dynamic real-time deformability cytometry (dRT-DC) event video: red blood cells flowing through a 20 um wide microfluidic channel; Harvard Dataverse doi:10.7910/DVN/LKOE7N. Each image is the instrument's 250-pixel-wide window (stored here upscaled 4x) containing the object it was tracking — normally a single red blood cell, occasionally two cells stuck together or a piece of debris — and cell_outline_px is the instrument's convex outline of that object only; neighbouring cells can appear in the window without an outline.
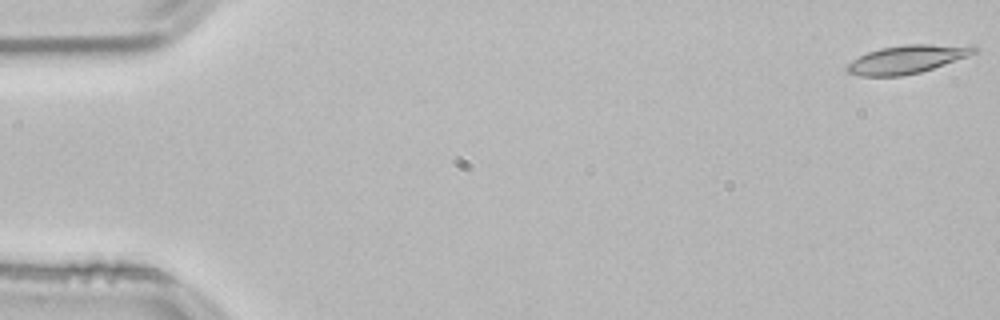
{"species": "common noctule bat (a hibernating species)", "species_latin": "Nyctalus noctula", "temperature_condition": "room temperature", "stored_images_in_passage": 53, "camera_frame_rate_fps": 3000, "um_per_image_px": 0.085, "animal": {"sex": "male", "body_mass_g": 21.5, "forearm_length_mm": 52.0}, "frame": {"image": 1, "passage_image": 1, "time_ms": 0.0, "image_size_px": [1000, 320], "cell_outline_px": [[980, 48], [976, 52], [968, 56], [920, 72], [900, 76], [860, 76], [848, 72], [844, 68], [852, 60], [868, 52], [880, 48], [904, 44], [976, 44]], "centroid_in_image_um": [77.17, 5.01], "position_along_channel_um": 7.8, "area_um2": 21.15}}
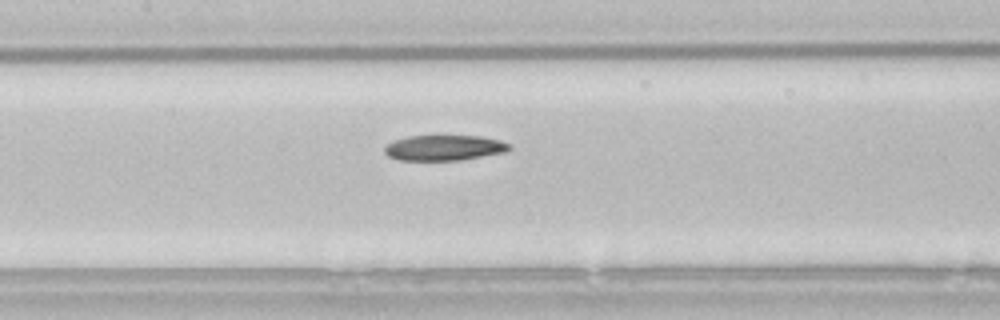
{"frame": {"image": 2, "passage_image": 25, "time_ms": 8.0, "image_size_px": [1000, 320], "cell_outline_px": [[512, 148], [504, 152], [460, 160], [396, 160], [388, 156], [384, 152], [384, 144], [408, 136], [436, 132], [440, 132], [480, 136], [500, 140], [512, 144]], "centroid_in_image_um": [37.73, 12.5], "position_along_channel_um": 169.7, "area_um2": 19.65}}
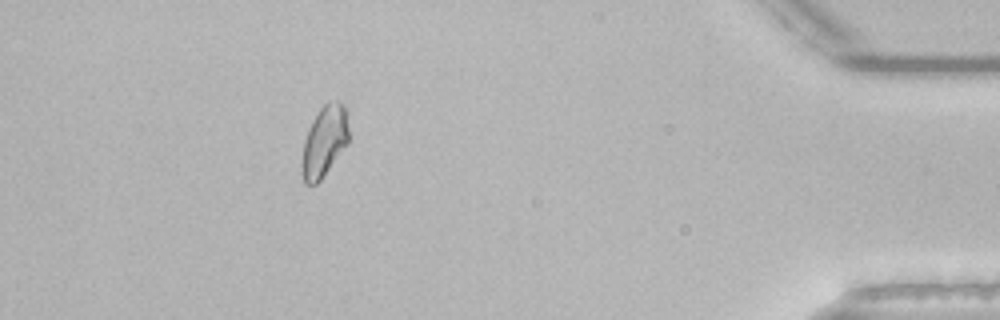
{"frame": {"image": 3, "passage_image": 48, "time_ms": 15.667, "image_size_px": [1000, 320], "cell_outline_px": [[348, 144], [320, 180], [316, 184], [304, 184], [300, 168], [304, 140], [308, 128], [312, 120], [320, 108], [328, 100], [340, 100], [348, 108]], "centroid_in_image_um": [27.58, 11.97], "position_along_channel_um": 407.6, "area_um2": 19.88}}